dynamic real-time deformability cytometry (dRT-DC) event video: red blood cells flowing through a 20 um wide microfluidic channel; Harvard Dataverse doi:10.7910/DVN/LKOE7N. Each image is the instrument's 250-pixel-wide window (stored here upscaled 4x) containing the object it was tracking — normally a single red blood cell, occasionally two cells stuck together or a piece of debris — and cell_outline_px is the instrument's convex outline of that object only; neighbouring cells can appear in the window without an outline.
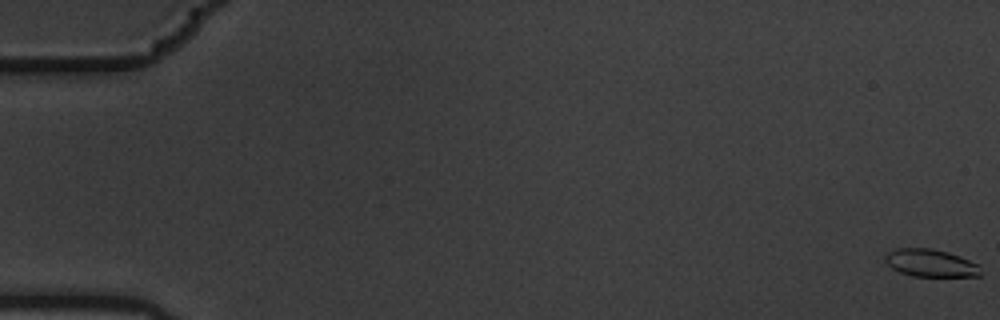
{"species": "common noctule bat (a hibernating species)", "species_latin": "Nyctalus noctula", "temperature_condition": "warm", "stored_images_in_passage": 7, "camera_frame_rate_fps": 3000, "um_per_image_px": 0.085, "animal": {"sex": "male", "body_mass_g": 19.5, "forearm_length_mm": 54.6}, "frame": {"image": 1, "passage_image": 1, "time_ms": 0.0, "image_size_px": [1000, 320], "cell_outline_px": [[980, 276], [912, 276], [900, 272], [892, 268], [884, 260], [884, 256], [888, 252], [896, 248], [932, 248], [948, 252], [960, 256], [980, 264]], "centroid_in_image_um": [79.1, 22.35], "position_along_channel_um": 5.9, "area_um2": 15.43}}